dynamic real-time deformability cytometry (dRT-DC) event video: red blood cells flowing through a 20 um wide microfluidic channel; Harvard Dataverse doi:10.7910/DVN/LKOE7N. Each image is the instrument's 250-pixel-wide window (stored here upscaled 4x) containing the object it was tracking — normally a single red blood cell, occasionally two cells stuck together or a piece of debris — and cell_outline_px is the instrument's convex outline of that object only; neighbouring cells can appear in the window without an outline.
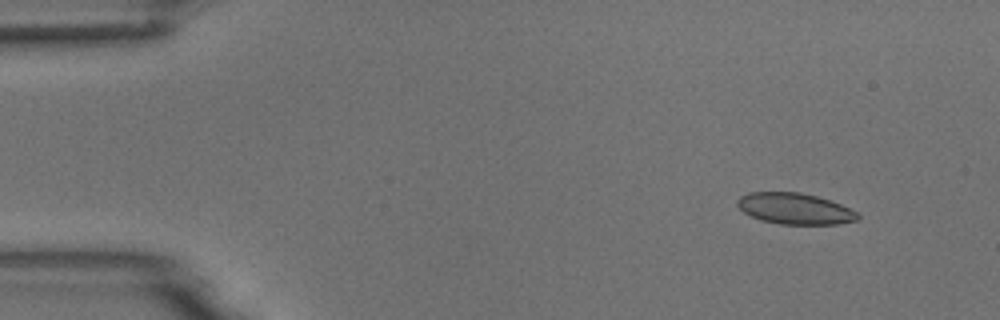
{"species": "common noctule bat (a hibernating species)", "species_latin": "Nyctalus noctula", "temperature_condition": "room temperature", "stored_images_in_passage": 4, "camera_frame_rate_fps": 3000, "um_per_image_px": 0.085, "animal": {"sex": "male", "body_mass_g": 18.8}, "frame": {"image": 1, "passage_image": 1, "time_ms": 0.0, "image_size_px": [1000, 320], "cell_outline_px": [[860, 220], [836, 224], [780, 224], [760, 220], [744, 212], [736, 204], [736, 200], [740, 196], [748, 192], [800, 192], [816, 196], [840, 204], [856, 212], [860, 216]], "centroid_in_image_um": [67.54, 17.73], "position_along_channel_um": 17.5, "area_um2": 21.79}}
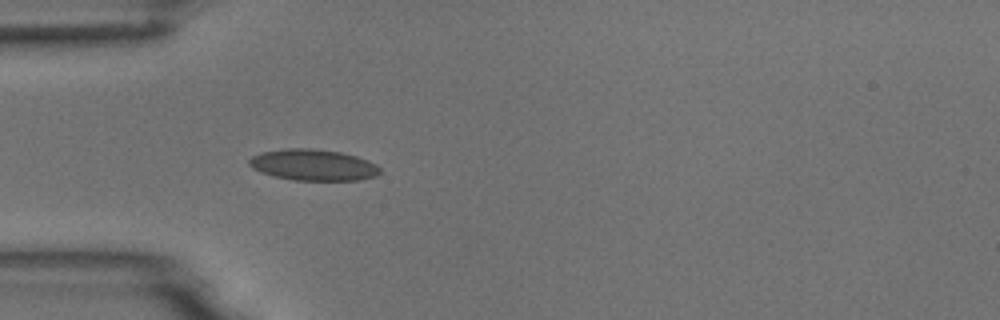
{"frame": {"image": 2, "passage_image": 4, "time_ms": 1.0, "image_size_px": [1000, 320], "cell_outline_px": [[380, 172], [376, 176], [360, 180], [292, 180], [260, 172], [252, 168], [248, 164], [248, 160], [252, 156], [260, 152], [288, 148], [308, 148], [340, 152], [356, 156], [368, 160], [376, 164], [380, 168]], "centroid_in_image_um": [26.61, 14.02], "position_along_channel_um": 58.4, "area_um2": 23.81}}